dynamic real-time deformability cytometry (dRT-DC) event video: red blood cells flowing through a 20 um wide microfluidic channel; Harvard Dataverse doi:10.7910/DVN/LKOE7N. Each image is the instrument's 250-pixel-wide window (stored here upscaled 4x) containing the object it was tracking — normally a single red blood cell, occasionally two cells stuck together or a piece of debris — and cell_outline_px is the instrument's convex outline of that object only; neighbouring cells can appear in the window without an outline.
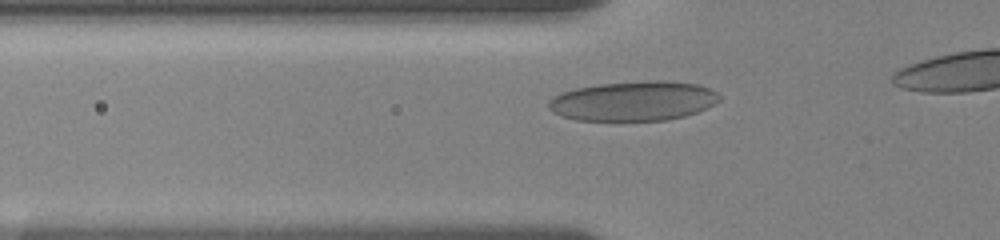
{"species": "human", "species_latin": "Homo sapiens", "temperature_condition": "room temperature", "stored_images_in_passage": 10, "segment_of_instrument_passage": [1, 2], "camera_frame_rate_fps": 3000, "um_per_image_px": 0.085, "donor": {"sex": "female"}, "frame": {"image": 1, "passage_image": 7, "time_ms": 2.667, "image_size_px": [1000, 240], "cell_outline_px": [[720, 100], [708, 108], [684, 116], [664, 120], [576, 120], [552, 112], [548, 108], [548, 100], [552, 96], [560, 92], [576, 88], [600, 84], [644, 80], [668, 80], [700, 84], [712, 88], [720, 96]], "centroid_in_image_um": [53.86, 8.56], "position_along_channel_um": 71.9, "area_um2": 39.82}}